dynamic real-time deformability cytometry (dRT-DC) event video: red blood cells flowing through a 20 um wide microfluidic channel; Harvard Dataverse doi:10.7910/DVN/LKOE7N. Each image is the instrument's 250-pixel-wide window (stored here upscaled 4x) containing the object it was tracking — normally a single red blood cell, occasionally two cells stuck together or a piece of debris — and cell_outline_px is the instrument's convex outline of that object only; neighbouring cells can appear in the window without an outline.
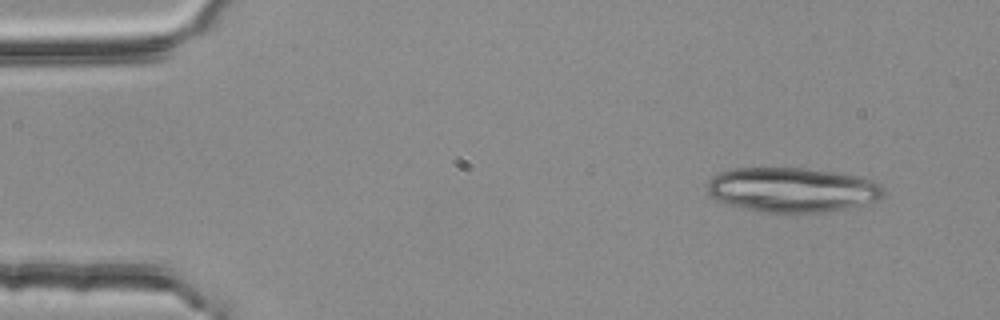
{"species": "common noctule bat (a hibernating species)", "species_latin": "Nyctalus noctula", "temperature_condition": "room temperature", "stored_images_in_passage": 24, "camera_frame_rate_fps": 3000, "um_per_image_px": 0.085, "animal": {"sex": "female", "body_mass_g": 25.1}, "frame": {"image": 1, "passage_image": 4, "time_ms": 1.0, "image_size_px": [1000, 320], "cell_outline_px": [[884, 196], [880, 200], [848, 208], [824, 212], [760, 212], [724, 204], [716, 200], [708, 192], [708, 180], [720, 172], [732, 168], [804, 168], [832, 172], [872, 180], [880, 184], [884, 188]], "centroid_in_image_um": [67.32, 16.14], "position_along_channel_um": 17.7, "area_um2": 45.89}}